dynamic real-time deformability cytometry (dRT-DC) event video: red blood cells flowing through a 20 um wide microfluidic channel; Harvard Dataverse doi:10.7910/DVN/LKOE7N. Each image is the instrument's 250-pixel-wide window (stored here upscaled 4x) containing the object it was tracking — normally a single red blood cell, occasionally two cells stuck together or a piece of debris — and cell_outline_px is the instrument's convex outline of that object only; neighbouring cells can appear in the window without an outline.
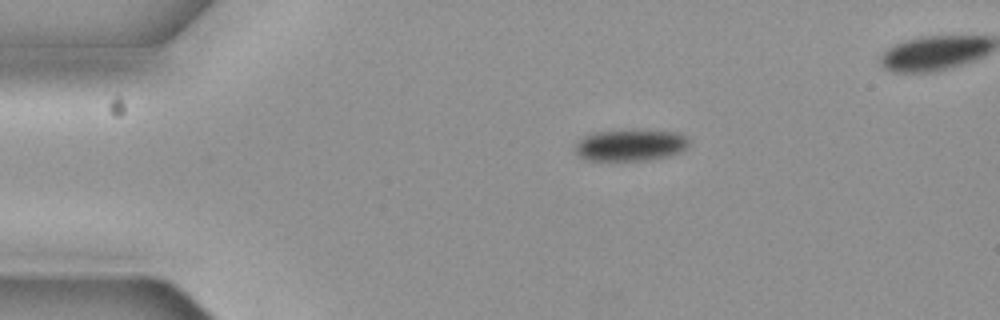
{"species": "common noctule bat (a hibernating species)", "species_latin": "Nyctalus noctula", "temperature_condition": "cold", "stored_images_in_passage": 9, "camera_frame_rate_fps": 3000, "um_per_image_px": 0.085, "animal": {"sex": "female", "body_mass_g": 19.3, "forearm_length_mm": 54.1}, "frame": {"image": 1, "passage_image": 1, "time_ms": 0.0, "image_size_px": [1000, 320], "cell_outline_px": [[688, 148], [684, 152], [668, 156], [648, 160], [584, 160], [576, 152], [576, 144], [584, 136], [596, 132], [680, 132], [688, 136]], "centroid_in_image_um": [53.65, 12.38], "position_along_channel_um": 31.4, "area_um2": 20.4}}
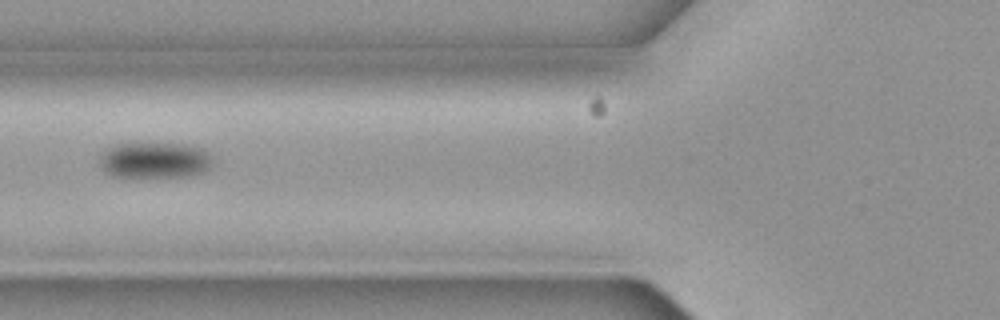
{"frame": {"image": 2, "passage_image": 4, "time_ms": 1.0, "image_size_px": [1000, 320], "cell_outline_px": [[212, 168], [204, 172], [192, 176], [112, 176], [104, 172], [100, 168], [96, 160], [104, 148], [116, 144], [184, 144], [204, 148], [212, 156]], "centroid_in_image_um": [13.12, 13.61], "position_along_channel_um": 112.7, "area_um2": 24.16}}